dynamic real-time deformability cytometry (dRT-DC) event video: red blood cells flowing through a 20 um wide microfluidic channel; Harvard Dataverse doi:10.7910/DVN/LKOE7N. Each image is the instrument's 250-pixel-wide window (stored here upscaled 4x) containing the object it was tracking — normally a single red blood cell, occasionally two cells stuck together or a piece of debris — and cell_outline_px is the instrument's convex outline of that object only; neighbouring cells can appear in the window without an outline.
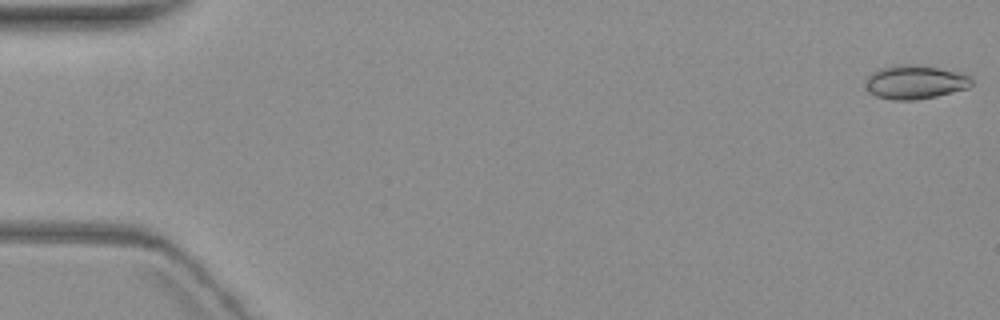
{"species": "common noctule bat (a hibernating species)", "species_latin": "Nyctalus noctula", "temperature_condition": "warm", "stored_images_in_passage": 3, "camera_frame_rate_fps": 3000, "um_per_image_px": 0.085, "animal": {"sex": "female", "body_mass_g": 19.3, "forearm_length_mm": 54.1}, "frame": {"image": 1, "passage_image": 1, "time_ms": 0.0, "image_size_px": [1000, 320], "cell_outline_px": [[972, 84], [968, 88], [936, 96], [916, 100], [892, 100], [876, 96], [868, 92], [868, 76], [872, 72], [880, 68], [896, 64], [916, 64], [960, 72], [968, 76], [972, 80]], "centroid_in_image_um": [77.79, 6.97], "position_along_channel_um": 7.2, "area_um2": 20.81}}